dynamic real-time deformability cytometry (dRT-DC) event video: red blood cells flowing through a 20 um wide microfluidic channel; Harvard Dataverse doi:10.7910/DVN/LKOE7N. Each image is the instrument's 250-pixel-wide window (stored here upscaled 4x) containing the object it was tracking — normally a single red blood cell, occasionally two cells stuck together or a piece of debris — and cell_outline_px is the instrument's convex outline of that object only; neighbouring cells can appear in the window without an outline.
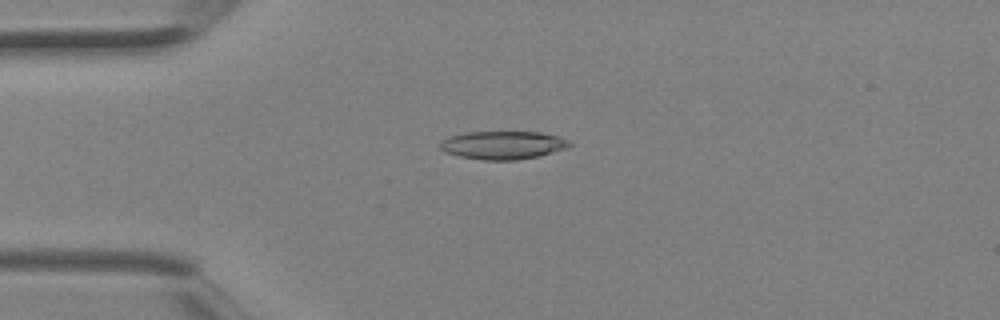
{"species": "Egyptian fruit bat (a non-hibernating species)", "species_latin": "Rousettus aegyptiacus", "temperature_condition": "room temperature", "stored_images_in_passage": 3, "camera_frame_rate_fps": 3000, "um_per_image_px": 0.085, "animal": {"sex": "female"}, "frame": {"image": 1, "passage_image": 2, "time_ms": 0.333, "image_size_px": [1000, 320], "cell_outline_px": [[572, 144], [568, 148], [536, 156], [516, 160], [484, 160], [460, 156], [444, 152], [440, 148], [440, 140], [448, 136], [464, 132], [540, 132], [556, 136], [568, 140]], "centroid_in_image_um": [42.7, 12.33], "position_along_channel_um": 42.3, "area_um2": 21.21}}
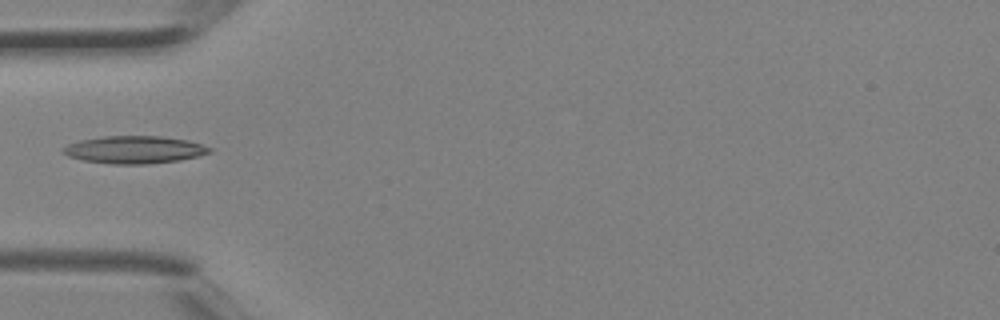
{"frame": {"image": 2, "passage_image": 3, "time_ms": 0.667, "image_size_px": [1000, 320], "cell_outline_px": [[212, 152], [180, 160], [148, 164], [112, 164], [84, 160], [68, 156], [60, 152], [60, 148], [68, 144], [80, 140], [104, 136], [160, 136], [188, 140], [212, 148]], "centroid_in_image_um": [11.39, 12.72], "position_along_channel_um": 73.6, "area_um2": 23.52}}